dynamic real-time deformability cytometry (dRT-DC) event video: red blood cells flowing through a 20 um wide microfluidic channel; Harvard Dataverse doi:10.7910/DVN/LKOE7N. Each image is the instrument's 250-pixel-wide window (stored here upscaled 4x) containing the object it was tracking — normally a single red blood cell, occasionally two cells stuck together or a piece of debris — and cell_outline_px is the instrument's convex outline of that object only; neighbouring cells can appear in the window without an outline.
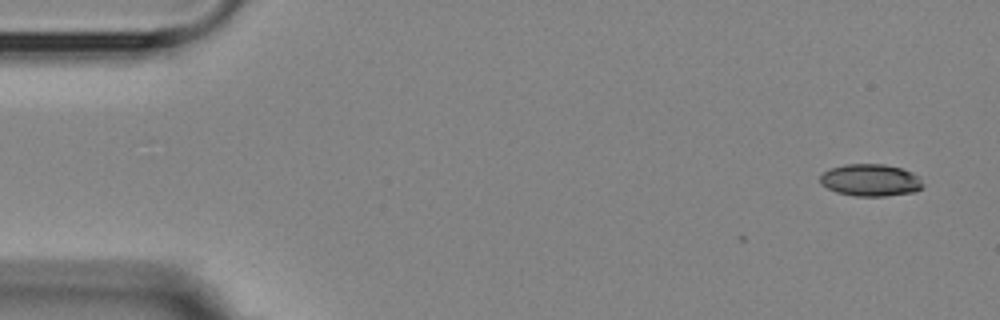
{"species": "Egyptian fruit bat (a non-hibernating species)", "species_latin": "Rousettus aegyptiacus", "temperature_condition": "room temperature", "stored_images_in_passage": 7, "camera_frame_rate_fps": 3000, "um_per_image_px": 0.085, "animal": {"sex": "female"}, "frame": {"image": 1, "passage_image": 1, "time_ms": 0.0, "image_size_px": [1000, 320], "cell_outline_px": [[924, 184], [916, 192], [884, 196], [856, 196], [836, 192], [820, 184], [820, 176], [824, 172], [832, 168], [844, 164], [884, 164], [900, 168], [912, 172], [920, 176]], "centroid_in_image_um": [74.02, 15.31], "position_along_channel_um": 11.0, "area_um2": 19.31}}
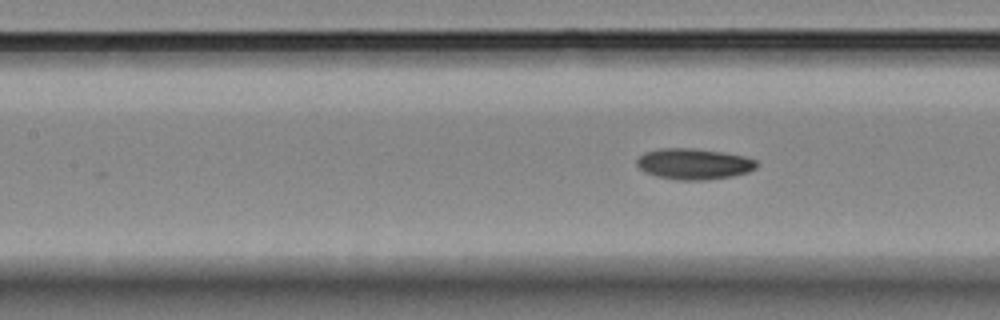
{"frame": {"image": 2, "passage_image": 7, "time_ms": 7.0, "image_size_px": [1000, 320], "cell_outline_px": [[756, 168], [748, 172], [732, 176], [704, 180], [680, 180], [656, 176], [644, 172], [636, 164], [636, 160], [644, 152], [660, 148], [692, 148], [724, 152], [744, 156], [756, 160]], "centroid_in_image_um": [58.96, 13.93], "position_along_channel_um": 148.4, "area_um2": 21.62}}